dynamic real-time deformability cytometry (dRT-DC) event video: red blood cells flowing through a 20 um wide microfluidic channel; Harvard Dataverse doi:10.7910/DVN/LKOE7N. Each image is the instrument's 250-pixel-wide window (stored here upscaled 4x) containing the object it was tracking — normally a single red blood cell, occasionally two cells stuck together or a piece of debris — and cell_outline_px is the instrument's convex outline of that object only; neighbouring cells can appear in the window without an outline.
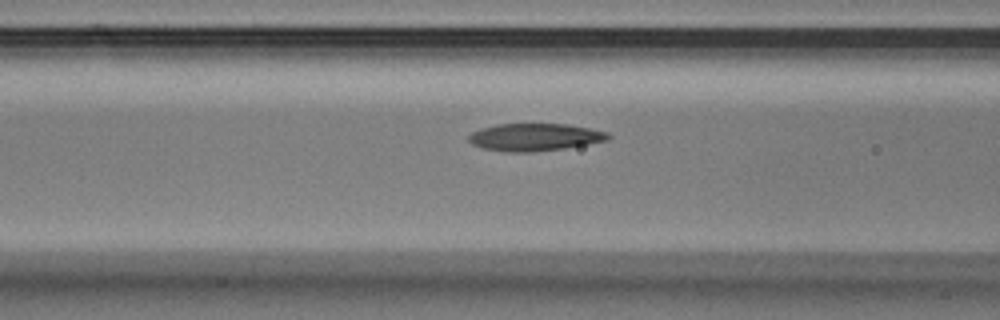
{"species": "Egyptian fruit bat (a non-hibernating species)", "species_latin": "Rousettus aegyptiacus", "temperature_condition": "warm", "stored_images_in_passage": 9, "camera_frame_rate_fps": 3000, "um_per_image_px": 0.085, "animal": {"sex": "male"}, "frame": {"image": 1, "passage_image": 7, "time_ms": 2.0, "image_size_px": [1000, 320], "cell_outline_px": [[612, 136], [608, 140], [564, 148], [528, 152], [508, 152], [484, 148], [472, 144], [468, 140], [468, 136], [472, 132], [480, 128], [496, 124], [568, 124], [608, 132]], "centroid_in_image_um": [45.44, 11.65], "position_along_channel_um": 121.2, "area_um2": 22.2}}